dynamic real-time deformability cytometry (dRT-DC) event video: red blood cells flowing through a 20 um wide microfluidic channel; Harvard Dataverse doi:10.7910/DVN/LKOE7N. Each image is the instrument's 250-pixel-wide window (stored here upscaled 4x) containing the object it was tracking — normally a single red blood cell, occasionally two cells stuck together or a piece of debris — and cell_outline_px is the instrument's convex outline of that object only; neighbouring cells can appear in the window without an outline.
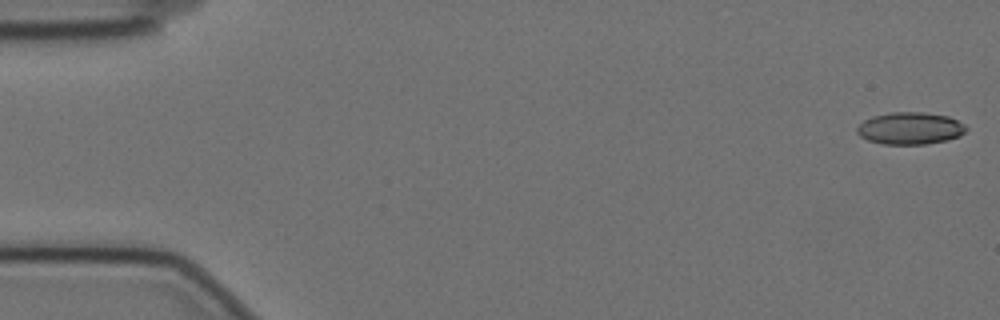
{"species": "Egyptian fruit bat (a non-hibernating species)", "species_latin": "Rousettus aegyptiacus", "temperature_condition": "cold", "stored_images_in_passage": 57, "camera_frame_rate_fps": 3000, "um_per_image_px": 0.085, "animal": {"sex": "female"}, "frame": {"image": 1, "passage_image": 1, "time_ms": 0.0, "image_size_px": [1000, 320], "cell_outline_px": [[968, 128], [960, 136], [928, 144], [884, 144], [868, 140], [860, 136], [856, 132], [856, 128], [864, 120], [872, 116], [892, 112], [924, 112], [948, 116], [964, 124]], "centroid_in_image_um": [77.35, 10.9], "position_along_channel_um": 7.7, "area_um2": 20.4}}
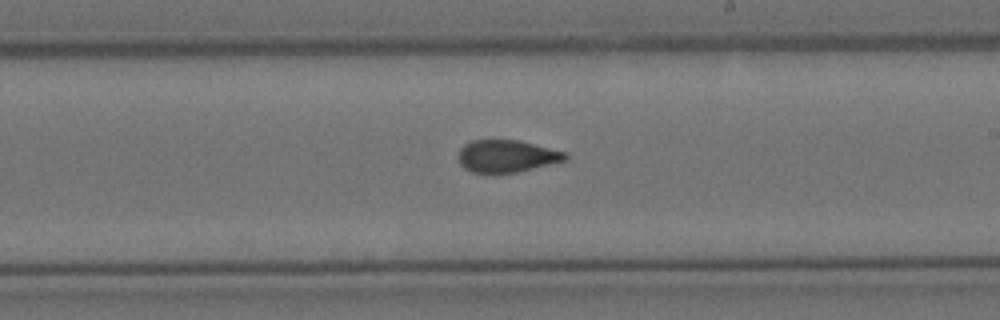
{"frame": {"image": 2, "passage_image": 33, "time_ms": 10.667, "image_size_px": [1000, 320], "cell_outline_px": [[568, 156], [564, 160], [516, 172], [492, 176], [472, 172], [464, 168], [460, 164], [456, 156], [460, 148], [464, 144], [472, 140], [520, 140], [568, 152]], "centroid_in_image_um": [43.0, 13.29], "position_along_channel_um": 246.0, "area_um2": 20.69}}
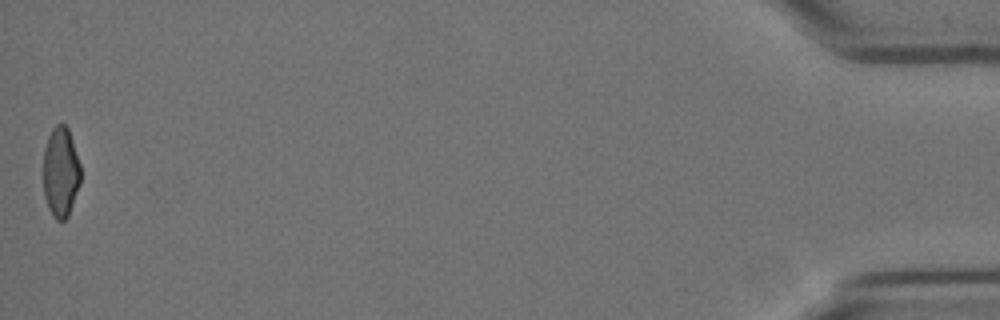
{"frame": {"image": 3, "passage_image": 57, "time_ms": 18.667, "image_size_px": [1000, 320], "cell_outline_px": [[80, 184], [68, 216], [64, 220], [56, 220], [52, 216], [48, 208], [44, 196], [44, 148], [48, 136], [52, 128], [56, 124], [64, 124], [68, 128], [80, 164]], "centroid_in_image_um": [5.15, 14.64], "position_along_channel_um": 430.0, "area_um2": 19.59}, "authors_computed_cell_mechanics": {"area_um2": 20.808, "velocity_mm_per_s": 3.5167, "shape_relaxation_time_tau1_ms": 7.0121, "shape_relaxation_time_tau2_ms": 1.3678, "deformation_change_tau1": 0.1606, "deformation_change_tau2": 0.0647}}